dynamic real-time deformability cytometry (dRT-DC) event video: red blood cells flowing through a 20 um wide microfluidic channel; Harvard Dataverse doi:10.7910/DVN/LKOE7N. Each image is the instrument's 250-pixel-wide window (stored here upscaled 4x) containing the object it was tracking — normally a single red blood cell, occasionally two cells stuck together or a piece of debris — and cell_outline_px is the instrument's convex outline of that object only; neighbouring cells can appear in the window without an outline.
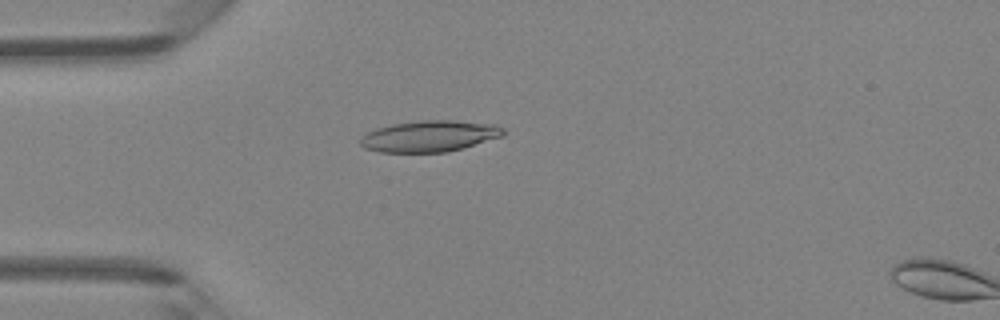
{"species": "Egyptian fruit bat (a non-hibernating species)", "species_latin": "Rousettus aegyptiacus", "temperature_condition": "room temperature", "stored_images_in_passage": 15, "camera_frame_rate_fps": 3000, "um_per_image_px": 0.085, "animal": {"sex": "female"}, "frame": {"image": 1, "passage_image": 13, "time_ms": 4.0, "image_size_px": [1000, 320], "cell_outline_px": [[504, 136], [464, 148], [448, 152], [380, 152], [364, 148], [360, 144], [360, 136], [376, 128], [392, 124], [420, 120], [452, 120], [496, 124], [504, 128]], "centroid_in_image_um": [36.53, 11.57], "position_along_channel_um": 48.5, "area_um2": 26.3}}